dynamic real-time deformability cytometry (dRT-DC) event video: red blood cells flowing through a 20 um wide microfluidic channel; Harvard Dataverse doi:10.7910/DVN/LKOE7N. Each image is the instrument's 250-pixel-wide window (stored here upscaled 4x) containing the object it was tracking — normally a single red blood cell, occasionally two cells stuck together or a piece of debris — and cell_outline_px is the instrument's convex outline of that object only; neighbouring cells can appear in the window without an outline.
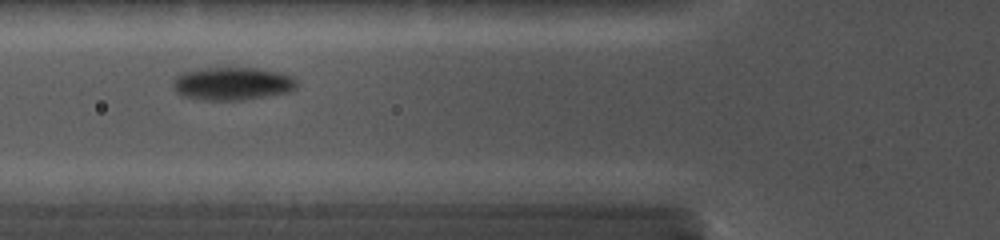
{"species": "common noctule bat (a hibernating species)", "species_latin": "Nyctalus noctula", "temperature_condition": "cold", "stored_images_in_passage": 19, "camera_frame_rate_fps": 5000, "um_per_image_px": 0.085, "animal": {"sex": "female", "body_mass_g": 19.0, "forearm_length_mm": 56.7}, "frame": {"image": 1, "passage_image": 4, "time_ms": 1.0, "image_size_px": [1000, 240], "cell_outline_px": [[300, 84], [296, 88], [288, 92], [264, 96], [236, 100], [212, 100], [184, 96], [176, 92], [172, 84], [172, 80], [176, 76], [184, 72], [204, 68], [256, 68], [280, 72], [292, 76]], "centroid_in_image_um": [19.77, 7.09], "position_along_channel_um": 106.0, "area_um2": 23.58}}